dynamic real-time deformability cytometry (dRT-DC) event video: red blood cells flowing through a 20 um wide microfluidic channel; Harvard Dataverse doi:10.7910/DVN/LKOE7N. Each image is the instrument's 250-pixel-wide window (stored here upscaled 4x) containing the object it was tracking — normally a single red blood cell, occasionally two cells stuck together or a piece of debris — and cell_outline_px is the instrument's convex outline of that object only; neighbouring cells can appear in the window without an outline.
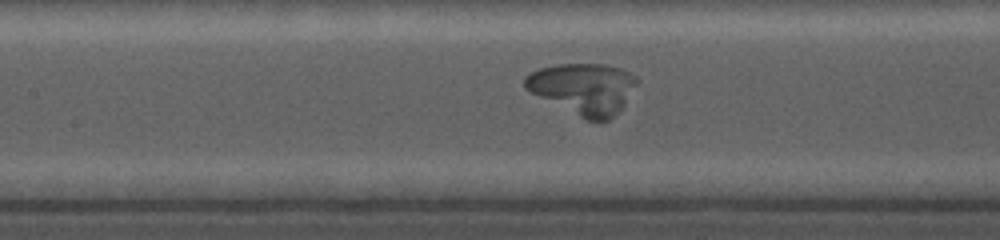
{"species": "common noctule bat (a hibernating species)", "species_latin": "Nyctalus noctula", "temperature_condition": "cold", "stored_images_in_passage": 33, "segment_of_instrument_passage": [1, 2], "camera_frame_rate_fps": 5000, "um_per_image_px": 0.085, "animal": {"sex": "female", "body_mass_g": 19.0, "forearm_length_mm": 56.7}, "frame": {"image": 1, "passage_image": 12, "time_ms": 5.0, "image_size_px": [1000, 240], "cell_outline_px": [[640, 80], [624, 104], [608, 120], [588, 120], [524, 88], [524, 76], [540, 68], [556, 64], [604, 64], [620, 68], [636, 76]], "centroid_in_image_um": [49.61, 7.49], "position_along_channel_um": 157.8, "area_um2": 32.66}}